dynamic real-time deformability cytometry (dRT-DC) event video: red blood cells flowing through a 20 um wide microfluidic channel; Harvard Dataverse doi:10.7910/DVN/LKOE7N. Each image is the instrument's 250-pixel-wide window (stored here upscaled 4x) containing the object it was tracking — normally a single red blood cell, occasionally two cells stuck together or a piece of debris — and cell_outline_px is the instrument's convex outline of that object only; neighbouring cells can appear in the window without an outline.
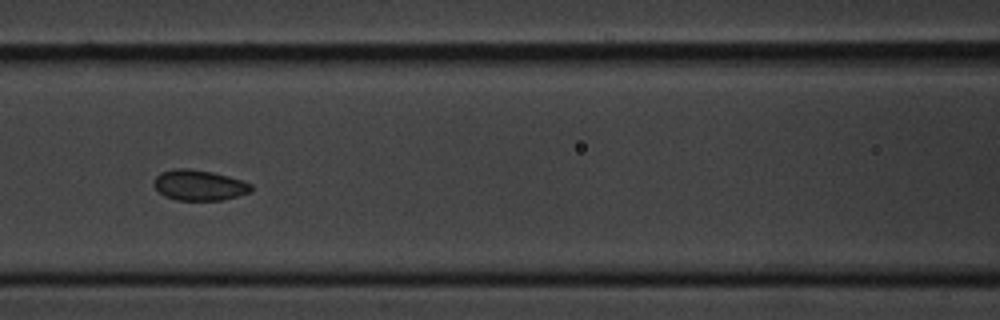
{"species": "common noctule bat (a hibernating species)", "species_latin": "Nyctalus noctula", "temperature_condition": "cold", "stored_images_in_passage": 7, "camera_frame_rate_fps": 3000, "um_per_image_px": 0.085, "animal": {"sex": "male", "body_mass_g": 20.1, "forearm_length_mm": 53.5}, "frame": {"image": 1, "passage_image": 5, "time_ms": 4.667, "image_size_px": [1000, 320], "cell_outline_px": [[252, 192], [224, 200], [176, 200], [164, 196], [152, 184], [152, 180], [160, 172], [176, 168], [188, 168], [212, 172], [228, 176], [252, 184]], "centroid_in_image_um": [16.91, 15.74], "position_along_channel_um": 149.7, "area_um2": 17.46}}
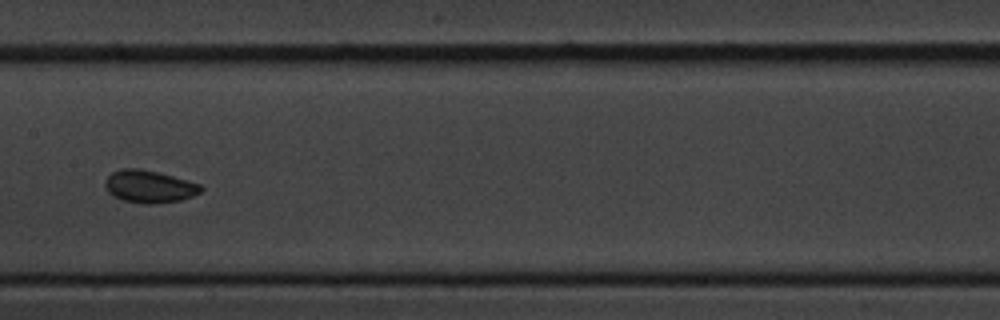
{"frame": {"image": 2, "passage_image": 6, "time_ms": 6.0, "image_size_px": [1000, 320], "cell_outline_px": [[204, 188], [200, 192], [192, 196], [180, 200], [152, 204], [144, 204], [120, 200], [112, 196], [108, 192], [104, 184], [104, 180], [112, 172], [120, 168], [140, 168], [172, 176], [200, 184]], "centroid_in_image_um": [12.64, 15.86], "position_along_channel_um": 194.8, "area_um2": 18.21}}
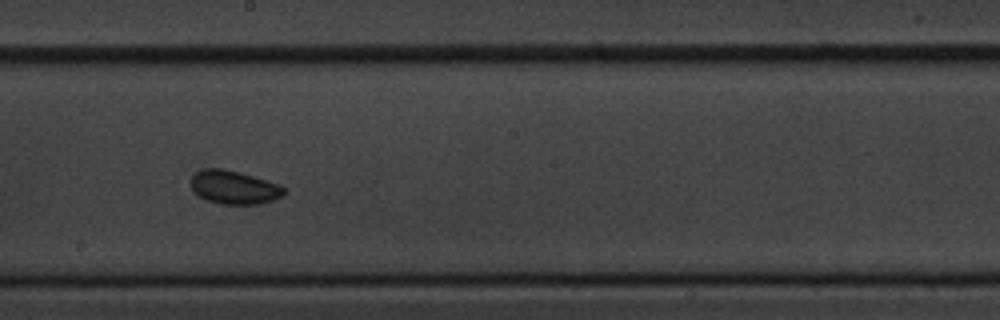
{"frame": {"image": 3, "passage_image": 7, "time_ms": 7.0, "image_size_px": [1000, 320], "cell_outline_px": [[288, 188], [284, 196], [276, 200], [260, 204], [220, 204], [208, 200], [200, 196], [192, 188], [192, 176], [196, 172], [204, 168], [224, 168], [240, 172]], "centroid_in_image_um": [19.95, 15.93], "position_along_channel_um": 228.3, "area_um2": 18.15}}